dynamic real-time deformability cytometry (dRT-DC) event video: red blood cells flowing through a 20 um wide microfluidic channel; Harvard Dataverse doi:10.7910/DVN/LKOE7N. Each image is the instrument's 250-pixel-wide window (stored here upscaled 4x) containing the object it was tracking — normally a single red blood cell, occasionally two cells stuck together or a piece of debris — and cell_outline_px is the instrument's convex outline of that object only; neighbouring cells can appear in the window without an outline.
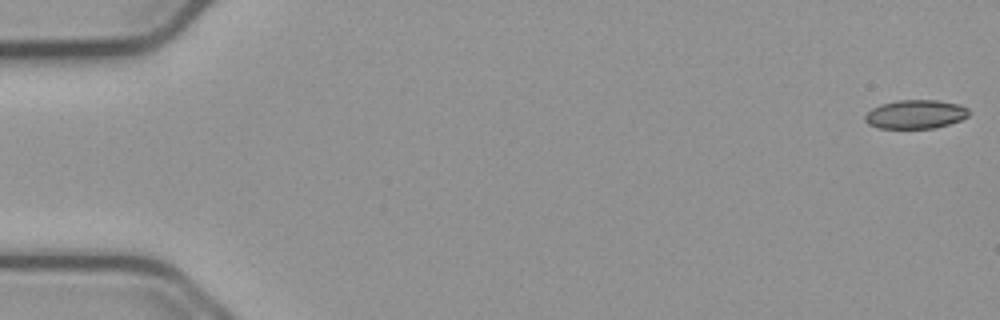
{"species": "common noctule bat (a hibernating species)", "species_latin": "Nyctalus noctula", "temperature_condition": "cold", "stored_images_in_passage": 55, "camera_frame_rate_fps": 3000, "um_per_image_px": 0.085, "animal": {"sex": "male", "body_mass_g": 23.1, "forearm_length_mm": 52.7}, "frame": {"image": 1, "passage_image": 1, "time_ms": 0.0, "image_size_px": [1000, 320], "cell_outline_px": [[972, 112], [968, 116], [960, 120], [948, 124], [932, 128], [876, 128], [868, 124], [864, 120], [864, 116], [872, 108], [880, 104], [900, 100], [936, 100], [960, 104], [968, 108]], "centroid_in_image_um": [77.82, 9.71], "position_along_channel_um": 7.2, "area_um2": 17.51}}
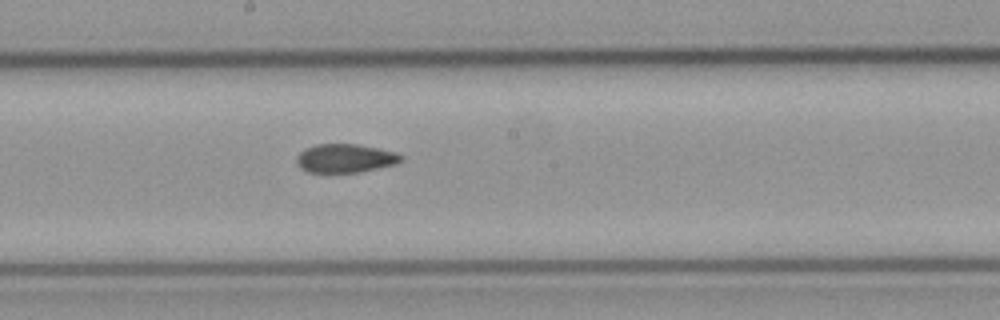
{"frame": {"image": 2, "passage_image": 30, "time_ms": 9.667, "image_size_px": [1000, 320], "cell_outline_px": [[404, 156], [396, 164], [356, 172], [308, 172], [300, 168], [296, 164], [296, 156], [304, 148], [316, 144], [356, 144], [396, 152]], "centroid_in_image_um": [29.29, 13.45], "position_along_channel_um": 218.9, "area_um2": 17.34}}
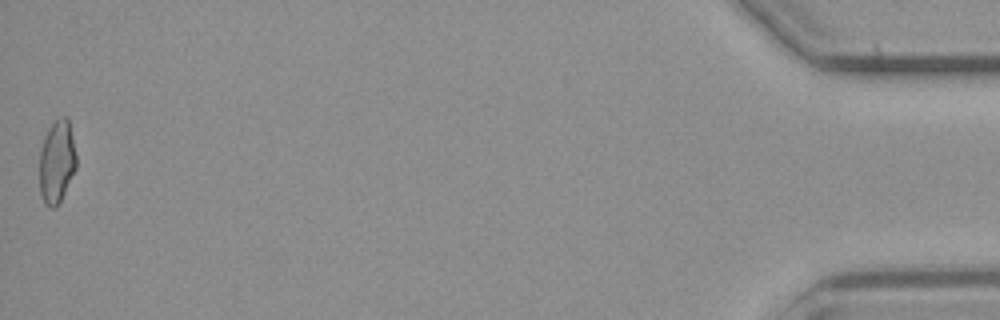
{"frame": {"image": 3, "passage_image": 55, "time_ms": 18.0, "image_size_px": [1000, 320], "cell_outline_px": [[76, 168], [60, 200], [52, 208], [44, 204], [40, 192], [40, 152], [44, 136], [48, 128], [60, 116], [68, 116], [76, 156]], "centroid_in_image_um": [4.82, 13.7], "position_along_channel_um": 430.4, "area_um2": 17.57}, "authors_computed_cell_mechanics": {"area_um2": 17.918, "velocity_mm_per_s": 3.7667, "shape_relaxation_time_tau1_ms": null, "shape_relaxation_time_tau2_ms": 2.6725, "deformation_change_tau1": null, "deformation_change_tau2": 0.0766}}